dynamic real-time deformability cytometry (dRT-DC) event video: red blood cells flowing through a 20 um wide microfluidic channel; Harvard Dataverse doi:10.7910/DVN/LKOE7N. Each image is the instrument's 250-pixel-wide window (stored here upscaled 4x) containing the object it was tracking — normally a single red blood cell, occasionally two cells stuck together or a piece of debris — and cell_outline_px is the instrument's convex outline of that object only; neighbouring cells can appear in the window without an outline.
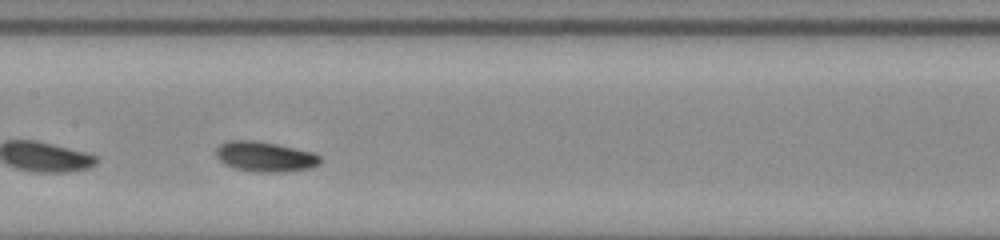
{"species": "common noctule bat (a hibernating species)", "species_latin": "Nyctalus noctula", "temperature_condition": "room temperature", "stored_images_in_passage": 29, "camera_frame_rate_fps": 3000, "um_per_image_px": 0.085, "animal": {"sex": "male", "body_mass_g": 20.0, "forearm_length_mm": 53.3}, "frame": {"image": 1, "passage_image": 13, "time_ms": 4.0, "image_size_px": [1000, 240], "cell_outline_px": [[320, 164], [308, 168], [288, 172], [256, 172], [236, 168], [224, 164], [216, 156], [216, 148], [220, 144], [228, 140], [256, 140], [276, 144], [312, 152], [320, 156]], "centroid_in_image_um": [22.51, 13.31], "position_along_channel_um": 184.9, "area_um2": 18.26}, "authors_computed_cell_mechanics": {"area_um2": 17.8602, "velocity_mm_per_s": 3.8125, "shape_relaxation_time_tau1_ms": 1.9591, "shape_relaxation_time_tau2_ms": null, "deformation_change_tau1": 0.1144, "deformation_change_tau2": null}}